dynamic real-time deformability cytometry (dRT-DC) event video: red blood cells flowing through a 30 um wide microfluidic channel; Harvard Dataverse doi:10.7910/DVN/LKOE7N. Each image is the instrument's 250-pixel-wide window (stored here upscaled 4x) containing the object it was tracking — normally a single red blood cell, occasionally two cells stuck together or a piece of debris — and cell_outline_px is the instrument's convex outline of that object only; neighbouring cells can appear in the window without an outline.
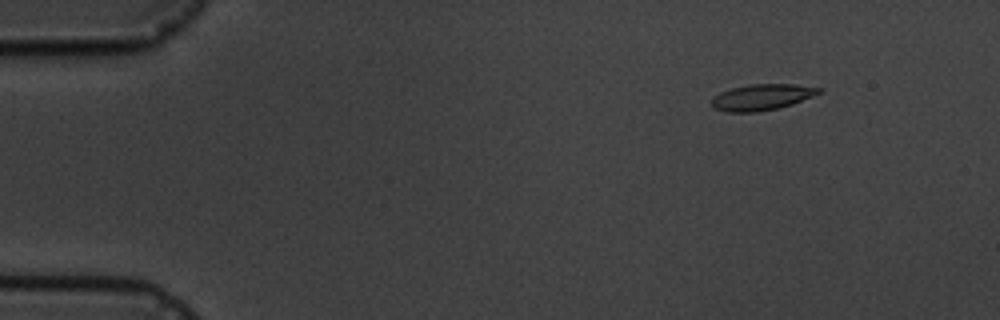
{"species": "common noctule bat (a hibernating species)", "species_latin": "Nyctalus noctula", "temperature_condition": "cold", "stored_images_in_passage": 5, "camera_frame_rate_fps": 3000, "um_per_image_px": 0.085, "animal": {"sex": "male", "body_mass_g": 19.5, "forearm_length_mm": 54.6}, "frame": {"image": 1, "passage_image": 2, "time_ms": 1.333, "image_size_px": [1000, 320], "cell_outline_px": [[820, 92], [812, 96], [792, 104], [776, 108], [756, 112], [728, 112], [712, 108], [712, 100], [720, 92], [732, 88], [752, 84], [796, 84], [820, 88]], "centroid_in_image_um": [64.73, 8.26], "position_along_channel_um": 20.3, "area_um2": 16.01}}
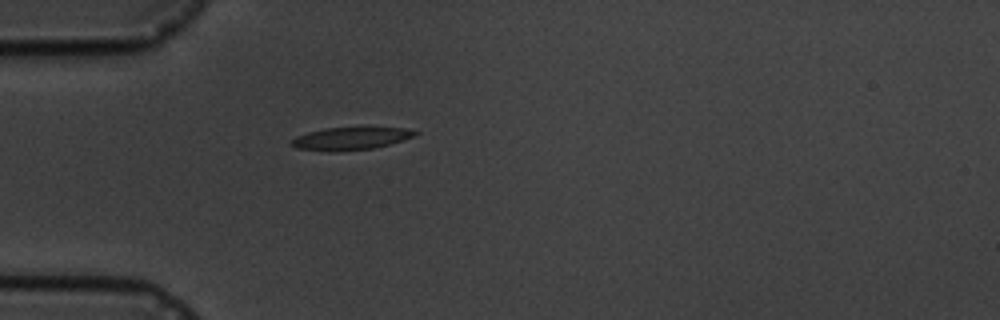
{"frame": {"image": 2, "passage_image": 5, "time_ms": 4.667, "image_size_px": [1000, 320], "cell_outline_px": [[420, 132], [412, 136], [388, 144], [372, 148], [332, 152], [296, 148], [288, 144], [296, 136], [308, 132], [324, 128], [408, 128]], "centroid_in_image_um": [29.72, 11.78], "position_along_channel_um": 55.3, "area_um2": 16.01}}